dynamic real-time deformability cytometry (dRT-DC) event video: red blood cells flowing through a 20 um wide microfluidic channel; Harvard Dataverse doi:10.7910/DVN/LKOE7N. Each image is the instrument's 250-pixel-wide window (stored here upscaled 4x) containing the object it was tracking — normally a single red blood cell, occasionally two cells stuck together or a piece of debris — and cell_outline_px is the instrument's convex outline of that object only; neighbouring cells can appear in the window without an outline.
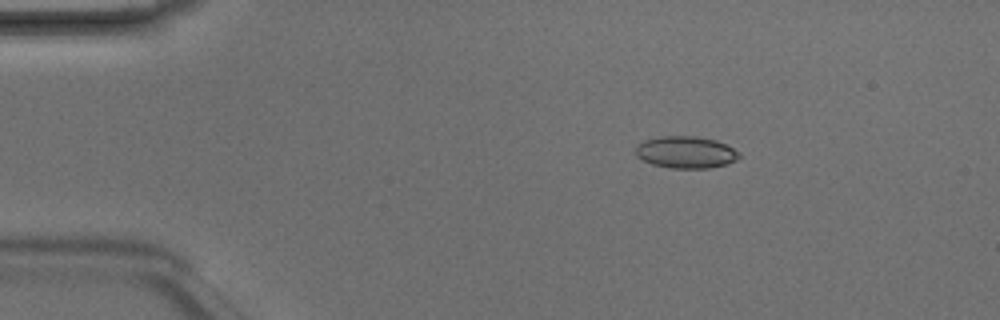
{"species": "Egyptian fruit bat (a non-hibernating species)", "species_latin": "Rousettus aegyptiacus", "temperature_condition": "room temperature", "stored_images_in_passage": 5, "camera_frame_rate_fps": 3000, "um_per_image_px": 0.085, "animal": {"sex": "male"}, "frame": {"image": 1, "passage_image": 3, "time_ms": 0.667, "image_size_px": [1000, 320], "cell_outline_px": [[740, 156], [736, 160], [728, 164], [708, 168], [672, 168], [652, 164], [636, 156], [636, 148], [644, 140], [660, 136], [696, 136], [716, 140], [740, 152]], "centroid_in_image_um": [58.31, 12.94], "position_along_channel_um": 26.7, "area_um2": 19.19}}
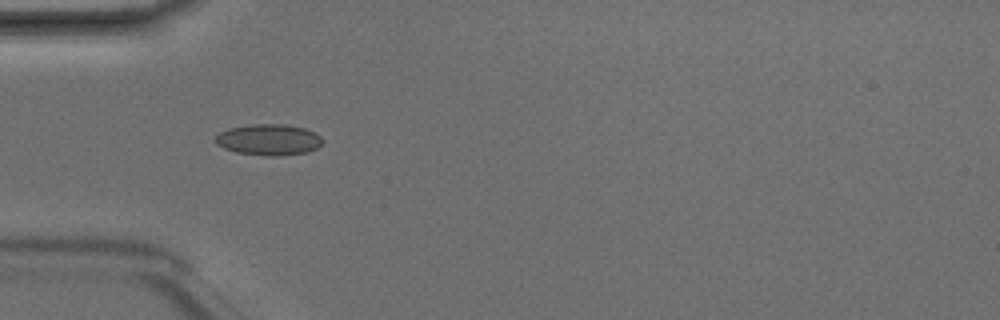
{"frame": {"image": 2, "passage_image": 5, "time_ms": 1.333, "image_size_px": [1000, 320], "cell_outline_px": [[324, 140], [316, 148], [308, 152], [280, 156], [264, 156], [236, 152], [224, 148], [216, 144], [212, 140], [220, 132], [228, 128], [252, 124], [284, 124], [304, 128], [316, 132]], "centroid_in_image_um": [22.83, 11.88], "position_along_channel_um": 62.2, "area_um2": 19.65}}